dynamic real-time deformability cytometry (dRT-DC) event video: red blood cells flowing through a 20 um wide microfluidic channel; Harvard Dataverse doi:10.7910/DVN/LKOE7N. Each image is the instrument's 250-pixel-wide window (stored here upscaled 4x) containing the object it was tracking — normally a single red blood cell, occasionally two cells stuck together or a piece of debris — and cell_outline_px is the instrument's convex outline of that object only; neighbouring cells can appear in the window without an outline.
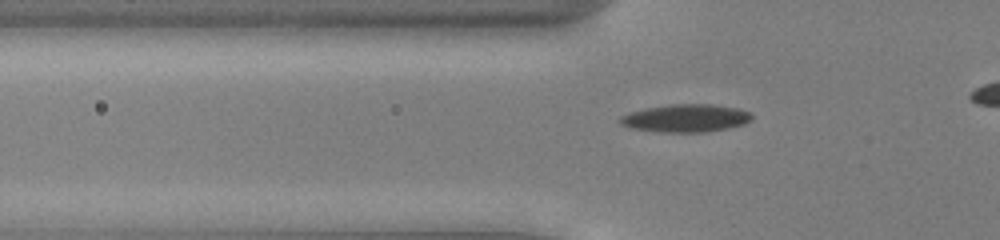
{"species": "common noctule bat (a hibernating species)", "species_latin": "Nyctalus noctula", "temperature_condition": "cold", "stored_images_in_passage": 35, "camera_frame_rate_fps": 3000, "um_per_image_px": 0.085, "animal": {"sex": "male", "body_mass_g": 13.0, "forearm_length_mm": 53.1}, "frame": {"image": 1, "passage_image": 9, "time_ms": 2.667, "image_size_px": [1000, 240], "cell_outline_px": [[752, 120], [744, 124], [728, 128], [708, 132], [660, 132], [632, 128], [620, 124], [620, 116], [628, 112], [644, 108], [672, 104], [712, 104], [736, 108], [752, 112]], "centroid_in_image_um": [58.3, 10.04], "position_along_channel_um": 67.5, "area_um2": 21.5}}
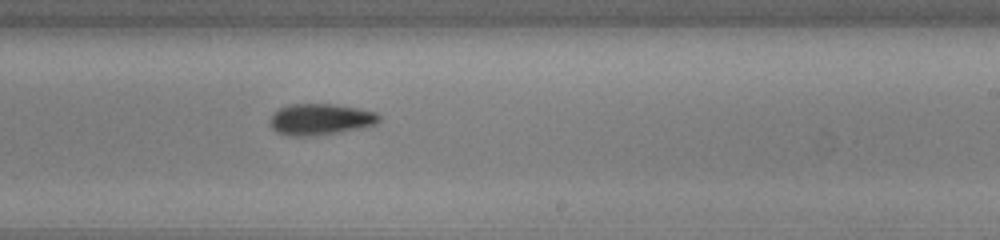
{"frame": {"image": 2, "passage_image": 24, "time_ms": 7.667, "image_size_px": [1000, 240], "cell_outline_px": [[380, 120], [376, 124], [360, 128], [316, 136], [288, 136], [276, 132], [268, 124], [268, 120], [280, 108], [288, 104], [332, 104], [356, 108], [376, 112], [380, 116]], "centroid_in_image_um": [27.2, 10.15], "position_along_channel_um": 261.8, "area_um2": 19.94}}
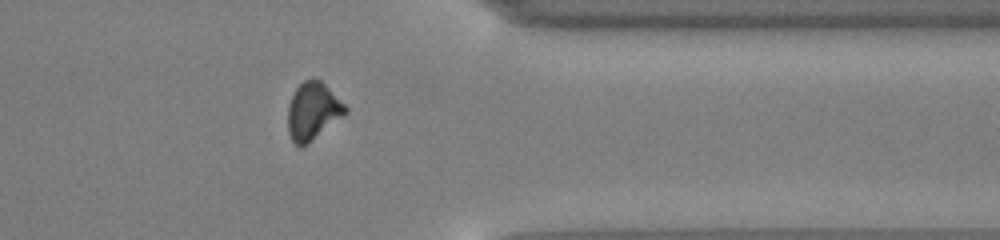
{"frame": {"image": 3, "passage_image": 34, "time_ms": 11.0, "image_size_px": [1000, 240], "cell_outline_px": [[348, 112], [308, 144], [300, 148], [292, 140], [288, 132], [288, 104], [296, 88], [304, 80], [312, 76], [320, 80], [348, 108]], "centroid_in_image_um": [26.58, 9.45], "position_along_channel_um": 384.8, "area_um2": 19.25}}